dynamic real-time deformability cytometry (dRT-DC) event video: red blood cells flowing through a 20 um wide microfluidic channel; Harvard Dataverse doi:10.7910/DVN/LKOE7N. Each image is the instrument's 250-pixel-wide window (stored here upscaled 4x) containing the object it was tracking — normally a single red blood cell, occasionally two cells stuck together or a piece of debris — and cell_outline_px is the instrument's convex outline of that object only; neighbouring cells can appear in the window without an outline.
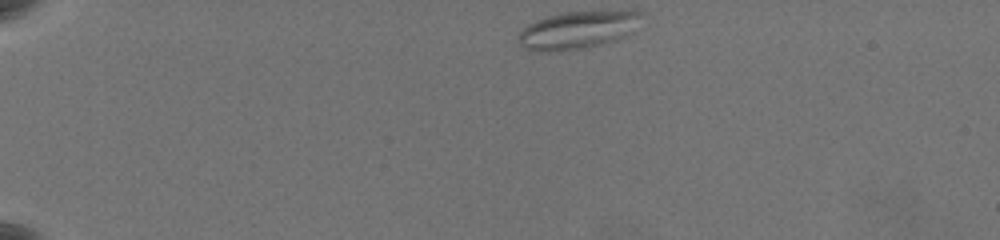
{"species": "common noctule bat (a hibernating species)", "species_latin": "Nyctalus noctula", "temperature_condition": "warm", "stored_images_in_passage": 48, "camera_frame_rate_fps": 3000, "um_per_image_px": 0.085, "animal": {"sex": "female", "body_mass_g": 19.5, "forearm_length_mm": 54.1}, "frame": {"image": 1, "passage_image": 1, "time_ms": 0.0, "image_size_px": [1000, 240], "cell_outline_px": [[644, 12], [632, 32], [628, 36], [616, 40], [588, 48], [544, 52], [540, 52], [524, 48], [520, 44], [516, 36], [528, 24], [536, 20], [548, 16], [564, 12]], "centroid_in_image_um": [49.06, 2.58], "position_along_channel_um": 35.9, "area_um2": 26.76}}
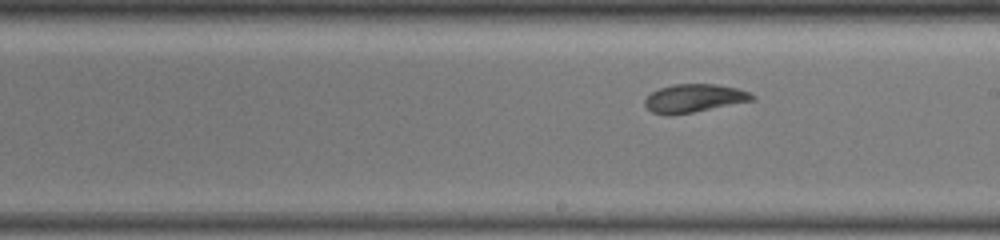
{"frame": {"image": 2, "passage_image": 25, "time_ms": 8.0, "image_size_px": [1000, 240], "cell_outline_px": [[756, 100], [692, 112], [668, 116], [652, 112], [644, 104], [644, 100], [652, 92], [660, 88], [672, 84], [716, 84], [736, 88], [748, 92], [756, 96]], "centroid_in_image_um": [59.0, 8.35], "position_along_channel_um": 230.0, "area_um2": 17.63}}
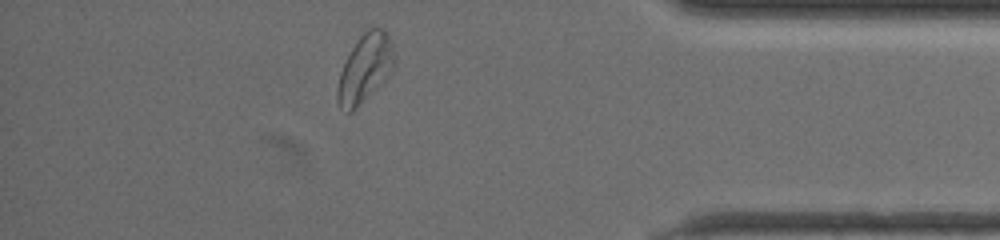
{"frame": {"image": 3, "passage_image": 42, "time_ms": 13.667, "image_size_px": [1000, 240], "cell_outline_px": [[396, 60], [392, 72], [352, 112], [348, 112], [340, 108], [336, 100], [336, 88], [340, 72], [356, 40], [368, 28], [376, 24], [388, 32], [396, 56]], "centroid_in_image_um": [31.04, 5.76], "position_along_channel_um": 404.2, "area_um2": 22.89}, "authors_computed_cell_mechanics": {"area_um2": 19.4208, "velocity_mm_per_s": 3.5067, "shape_relaxation_time_tau1_ms": 9.6539, "shape_relaxation_time_tau2_ms": 3.3218, "deformation_change_tau1": 0.2092, "deformation_change_tau2": 0.1058}}